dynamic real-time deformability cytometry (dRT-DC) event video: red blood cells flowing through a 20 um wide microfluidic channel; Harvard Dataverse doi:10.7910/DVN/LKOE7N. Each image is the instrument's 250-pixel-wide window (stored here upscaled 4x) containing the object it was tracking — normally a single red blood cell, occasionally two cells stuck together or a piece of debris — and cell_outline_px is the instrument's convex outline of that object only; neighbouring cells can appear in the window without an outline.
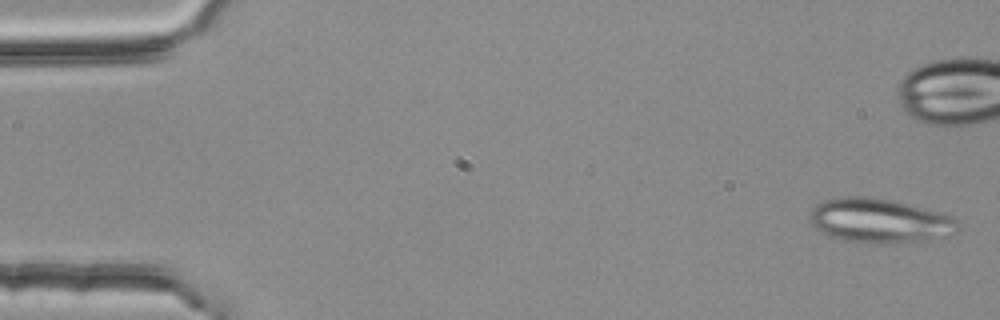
{"species": "common noctule bat (a hibernating species)", "species_latin": "Nyctalus noctula", "temperature_condition": "room temperature", "stored_images_in_passage": 55, "segment_of_instrument_passage": [1, 2], "camera_frame_rate_fps": 3000, "um_per_image_px": 0.085, "animal": {"sex": "female", "body_mass_g": 25.1}, "frame": {"image": 1, "passage_image": 2, "time_ms": 0.333, "image_size_px": [1000, 320], "cell_outline_px": [[960, 228], [952, 236], [912, 240], [844, 240], [828, 236], [820, 232], [812, 224], [812, 208], [816, 204], [824, 200], [840, 196], [872, 196], [892, 200], [952, 216], [956, 220]], "centroid_in_image_um": [74.74, 18.7], "position_along_channel_um": 10.3, "area_um2": 36.93}}